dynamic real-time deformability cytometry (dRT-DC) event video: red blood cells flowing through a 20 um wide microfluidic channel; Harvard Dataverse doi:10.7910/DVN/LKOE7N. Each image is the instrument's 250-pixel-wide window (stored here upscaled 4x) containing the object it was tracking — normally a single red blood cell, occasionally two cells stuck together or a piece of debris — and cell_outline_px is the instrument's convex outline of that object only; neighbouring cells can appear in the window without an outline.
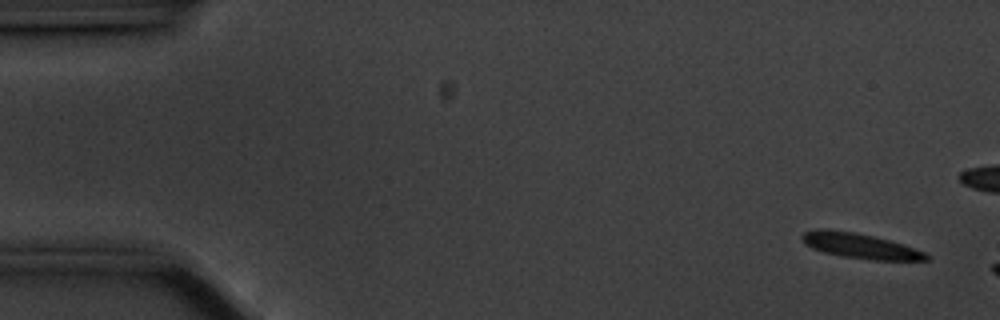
{"species": "common noctule bat (a hibernating species)", "species_latin": "Nyctalus noctula", "temperature_condition": "cold", "stored_images_in_passage": 8, "camera_frame_rate_fps": 3000, "um_per_image_px": 0.085, "animal": {"sex": "male", "body_mass_g": 20.1, "forearm_length_mm": 53.5}, "frame": {"image": 1, "passage_image": 1, "time_ms": 0.0, "image_size_px": [1000, 320], "cell_outline_px": [[928, 260], [872, 260], [844, 256], [824, 252], [812, 248], [804, 244], [800, 236], [804, 232], [820, 228], [852, 232], [872, 236], [888, 240], [924, 252], [928, 256]], "centroid_in_image_um": [73.04, 20.9], "position_along_channel_um": 12.0, "area_um2": 17.74}}